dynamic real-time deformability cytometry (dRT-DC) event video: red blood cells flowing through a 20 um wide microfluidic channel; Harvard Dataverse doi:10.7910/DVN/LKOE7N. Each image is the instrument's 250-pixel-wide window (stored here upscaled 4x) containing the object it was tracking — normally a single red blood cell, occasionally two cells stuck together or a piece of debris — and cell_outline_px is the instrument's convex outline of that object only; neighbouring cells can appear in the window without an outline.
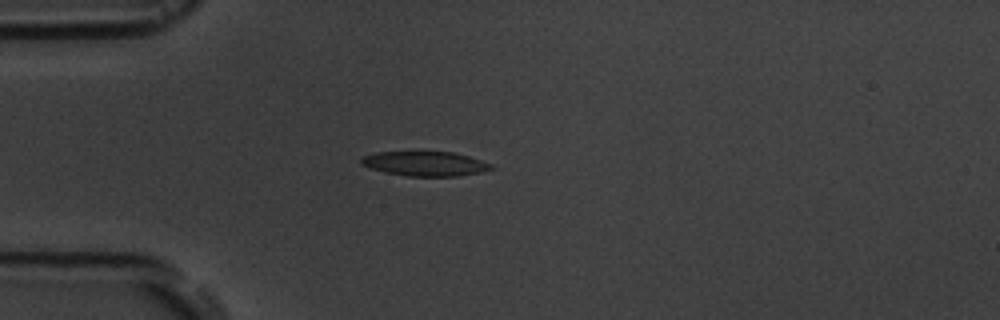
{"species": "common noctule bat (a hibernating species)", "species_latin": "Nyctalus noctula", "temperature_condition": "room temperature", "stored_images_in_passage": 4, "camera_frame_rate_fps": 3000, "um_per_image_px": 0.085, "animal": {"sex": "male", "body_mass_g": 19.5, "forearm_length_mm": 54.6}, "frame": {"image": 1, "passage_image": 4, "time_ms": 3.333, "image_size_px": [1000, 320], "cell_outline_px": [[496, 168], [480, 172], [456, 176], [408, 176], [384, 172], [360, 164], [360, 156], [376, 152], [452, 152], [468, 156], [492, 164]], "centroid_in_image_um": [36.11, 13.91], "position_along_channel_um": 48.9, "area_um2": 18.55}}